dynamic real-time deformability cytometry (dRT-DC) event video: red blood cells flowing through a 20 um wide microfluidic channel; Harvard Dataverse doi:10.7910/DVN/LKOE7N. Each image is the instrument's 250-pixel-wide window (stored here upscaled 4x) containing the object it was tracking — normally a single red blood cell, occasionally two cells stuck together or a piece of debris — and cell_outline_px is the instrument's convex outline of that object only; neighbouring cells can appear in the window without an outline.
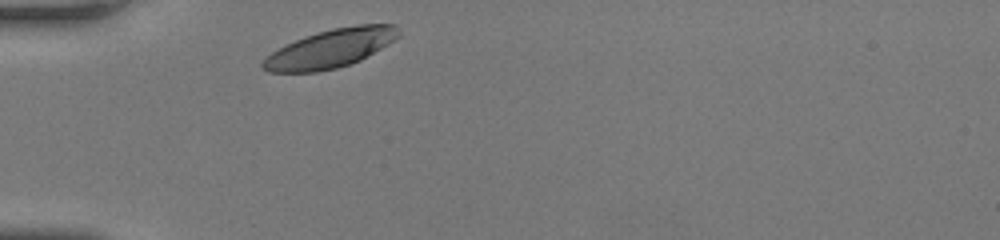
{"species": "human", "species_latin": "Homo sapiens", "temperature_condition": "room temperature", "stored_images_in_passage": 27, "camera_frame_rate_fps": 3000, "um_per_image_px": 0.085, "donor": {"sex": "female"}, "frame": {"image": 1, "passage_image": 1, "time_ms": 0.0, "image_size_px": [1000, 240], "cell_outline_px": [[400, 36], [360, 60], [336, 68], [316, 72], [268, 72], [260, 68], [260, 64], [272, 52], [304, 36], [316, 32], [332, 28], [356, 24], [396, 24], [400, 32]], "centroid_in_image_um": [28.09, 4.11], "position_along_channel_um": 56.9, "area_um2": 30.23}}
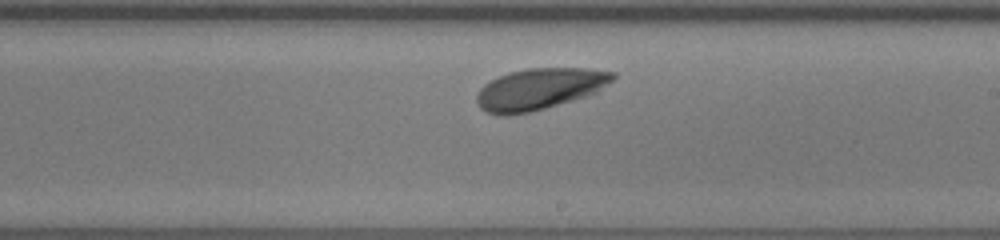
{"frame": {"image": 2, "passage_image": 16, "time_ms": 5.0, "image_size_px": [1000, 240], "cell_outline_px": [[616, 76], [612, 80], [596, 92], [588, 96], [532, 112], [508, 116], [496, 116], [484, 112], [476, 104], [476, 96], [480, 88], [484, 84], [508, 72], [528, 68], [584, 68], [616, 72]], "centroid_in_image_um": [45.81, 7.59], "position_along_channel_um": 243.2, "area_um2": 33.18}}
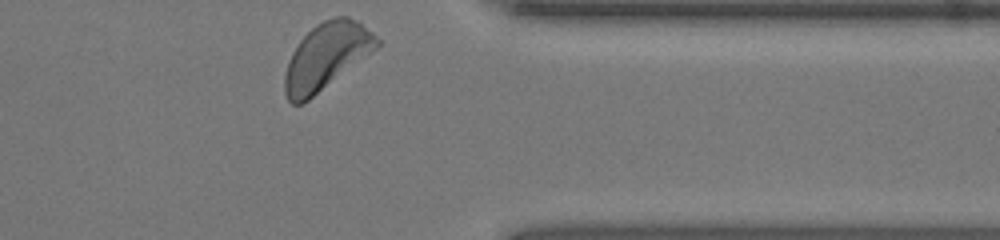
{"frame": {"image": 3, "passage_image": 27, "time_ms": 8.667, "image_size_px": [1000, 240], "cell_outline_px": [[380, 44], [376, 48], [308, 100], [300, 104], [292, 104], [288, 100], [284, 92], [284, 76], [288, 60], [292, 52], [300, 40], [316, 24], [324, 20], [336, 16], [348, 16], [356, 20], [372, 32], [380, 40]], "centroid_in_image_um": [27.7, 4.77], "position_along_channel_um": 383.7, "area_um2": 35.03}, "authors_computed_cell_mechanics": {"area_um2": 31.8478, "velocity_mm_per_s": 3.994, "shape_relaxation_time_tau1_ms": 1.1092, "shape_relaxation_time_tau2_ms": null, "deformation_change_tau1": 0.1003, "deformation_change_tau2": null}}